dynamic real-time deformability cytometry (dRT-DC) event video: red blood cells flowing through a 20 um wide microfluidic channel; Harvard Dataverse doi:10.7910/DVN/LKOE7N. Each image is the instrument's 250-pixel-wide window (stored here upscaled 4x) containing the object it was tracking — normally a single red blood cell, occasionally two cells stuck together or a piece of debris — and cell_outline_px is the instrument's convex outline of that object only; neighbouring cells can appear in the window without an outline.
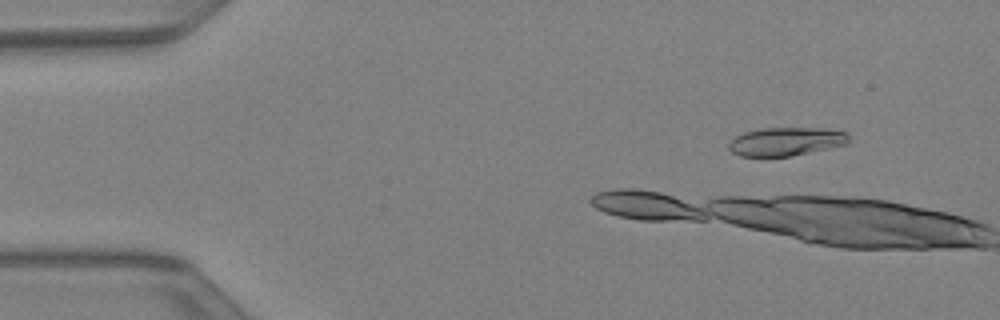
{"species": "Egyptian fruit bat (a non-hibernating species)", "species_latin": "Rousettus aegyptiacus", "temperature_condition": "warm", "stored_images_in_passage": 8, "camera_frame_rate_fps": 3000, "um_per_image_px": 0.085, "animal": {"sex": "female"}, "frame": {"image": 1, "passage_image": 5, "time_ms": 1.333, "image_size_px": [1000, 320], "cell_outline_px": [[848, 144], [788, 156], [740, 156], [732, 152], [728, 148], [728, 144], [736, 136], [744, 132], [760, 128], [820, 128], [848, 132]], "centroid_in_image_um": [66.79, 12.02], "position_along_channel_um": 18.2, "area_um2": 19.71}}